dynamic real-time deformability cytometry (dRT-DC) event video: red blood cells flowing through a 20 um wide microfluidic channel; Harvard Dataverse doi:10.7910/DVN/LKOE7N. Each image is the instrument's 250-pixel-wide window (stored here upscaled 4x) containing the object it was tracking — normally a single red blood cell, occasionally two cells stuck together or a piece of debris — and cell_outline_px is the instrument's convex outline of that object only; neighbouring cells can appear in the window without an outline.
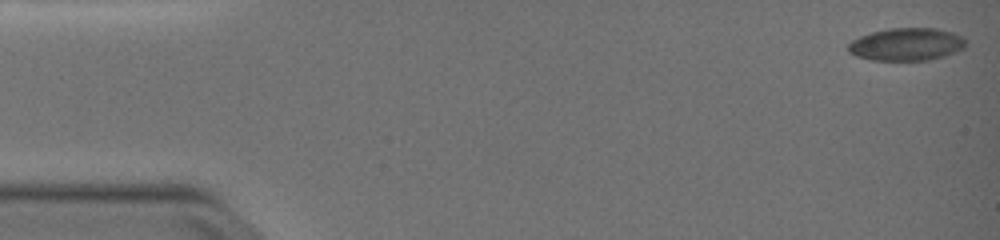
{"species": "common noctule bat (a hibernating species)", "species_latin": "Nyctalus noctula", "temperature_condition": "warm", "stored_images_in_passage": 52, "camera_frame_rate_fps": 3000, "um_per_image_px": 0.085, "animal": {"sex": "female", "body_mass_g": 19.0, "forearm_length_mm": 51.5}, "frame": {"image": 1, "passage_image": 1, "time_ms": 0.0, "image_size_px": [1000, 240], "cell_outline_px": [[968, 44], [964, 48], [944, 56], [928, 60], [872, 60], [856, 56], [848, 52], [848, 44], [852, 40], [860, 36], [872, 32], [888, 28], [936, 28], [952, 32], [964, 36], [968, 40]], "centroid_in_image_um": [77.09, 3.76], "position_along_channel_um": 7.9, "area_um2": 22.6}}
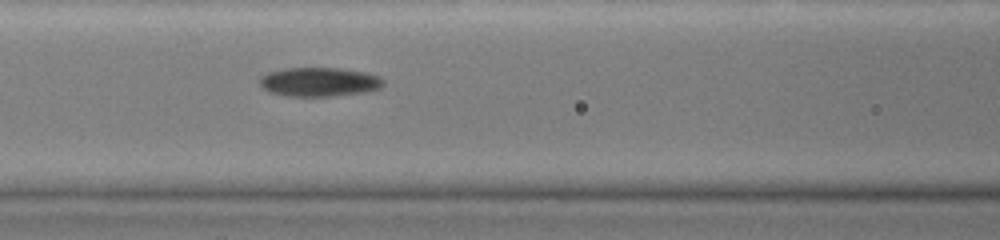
{"frame": {"image": 2, "passage_image": 23, "time_ms": 7.333, "image_size_px": [1000, 240], "cell_outline_px": [[384, 84], [380, 88], [368, 92], [332, 96], [288, 96], [268, 92], [260, 88], [260, 76], [268, 72], [284, 68], [340, 68], [364, 72], [380, 76], [384, 80]], "centroid_in_image_um": [27.12, 6.97], "position_along_channel_um": 139.5, "area_um2": 21.21}}
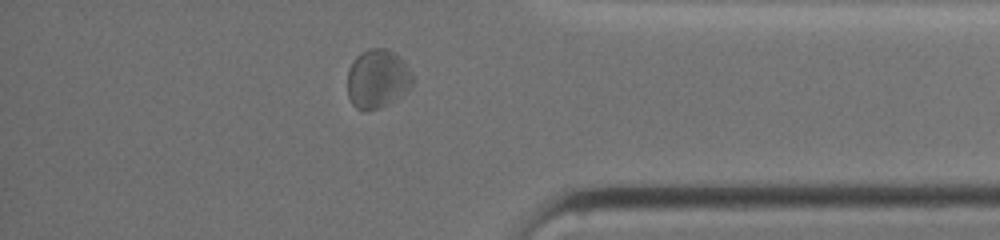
{"frame": {"image": 3, "passage_image": 45, "time_ms": 14.667, "image_size_px": [1000, 240], "cell_outline_px": [[416, 80], [408, 92], [388, 104], [380, 108], [364, 112], [356, 108], [352, 104], [348, 96], [348, 68], [352, 60], [360, 52], [368, 48], [388, 48], [396, 52], [400, 56], [412, 72]], "centroid_in_image_um": [32.12, 6.69], "position_along_channel_um": 403.1, "area_um2": 23.18}, "authors_computed_cell_mechanics": {"area_um2": 21.6172, "velocity_mm_per_s": 3.695, "shape_relaxation_time_tau1_ms": null, "shape_relaxation_time_tau2_ms": 3.5294, "deformation_change_tau1": null, "deformation_change_tau2": 0.0793}}